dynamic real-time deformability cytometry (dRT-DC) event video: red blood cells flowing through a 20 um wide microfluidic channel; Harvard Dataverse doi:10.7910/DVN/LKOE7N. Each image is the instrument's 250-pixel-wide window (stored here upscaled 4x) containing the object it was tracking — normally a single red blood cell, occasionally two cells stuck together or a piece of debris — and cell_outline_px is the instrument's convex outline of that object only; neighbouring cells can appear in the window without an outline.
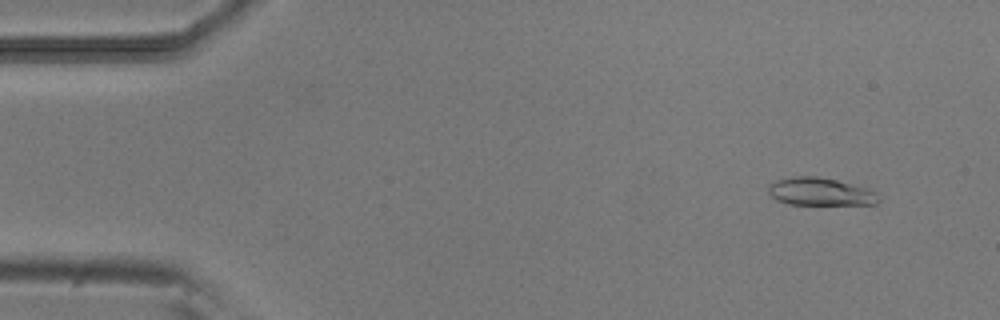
{"species": "common noctule bat (a hibernating species)", "species_latin": "Nyctalus noctula", "temperature_condition": "room temperature", "stored_images_in_passage": 11, "camera_frame_rate_fps": 3000, "um_per_image_px": 0.085, "animal": {"sex": "male", "body_mass_g": 20.5, "forearm_length_mm": 52.5}, "frame": {"image": 1, "passage_image": 4, "time_ms": 1.0, "image_size_px": [1000, 320], "cell_outline_px": [[880, 200], [876, 204], [788, 204], [776, 200], [768, 192], [768, 184], [776, 180], [792, 176], [816, 176], [836, 180], [864, 188], [872, 192]], "centroid_in_image_um": [69.62, 16.29], "position_along_channel_um": 15.4, "area_um2": 17.51}}